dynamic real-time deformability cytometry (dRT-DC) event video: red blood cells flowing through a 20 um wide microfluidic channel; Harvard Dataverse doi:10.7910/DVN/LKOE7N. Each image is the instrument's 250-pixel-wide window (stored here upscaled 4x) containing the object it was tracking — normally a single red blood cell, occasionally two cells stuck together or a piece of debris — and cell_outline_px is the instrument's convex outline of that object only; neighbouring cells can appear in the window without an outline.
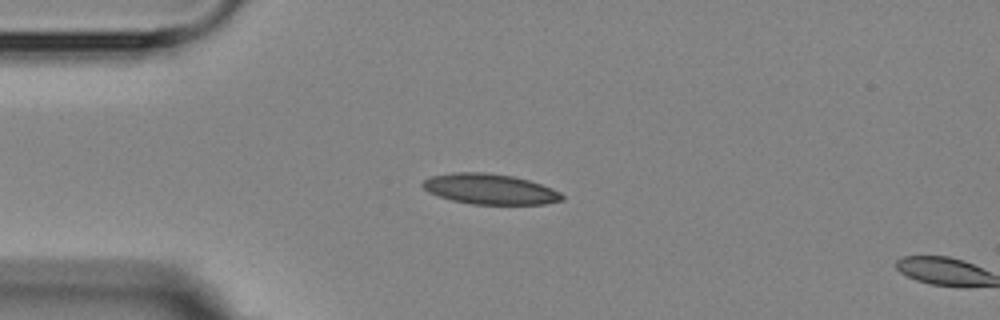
{"species": "Egyptian fruit bat (a non-hibernating species)", "species_latin": "Rousettus aegyptiacus", "temperature_condition": "room temperature", "stored_images_in_passage": 4, "camera_frame_rate_fps": 3000, "um_per_image_px": 0.085, "animal": {"sex": "female"}, "frame": {"image": 1, "passage_image": 3, "time_ms": 2.333, "image_size_px": [1000, 320], "cell_outline_px": [[564, 200], [544, 204], [472, 204], [452, 200], [428, 192], [420, 184], [424, 180], [432, 176], [452, 172], [484, 172], [512, 176], [528, 180], [552, 188], [560, 192], [564, 196]], "centroid_in_image_um": [41.64, 16.07], "position_along_channel_um": 43.4, "area_um2": 24.62}}